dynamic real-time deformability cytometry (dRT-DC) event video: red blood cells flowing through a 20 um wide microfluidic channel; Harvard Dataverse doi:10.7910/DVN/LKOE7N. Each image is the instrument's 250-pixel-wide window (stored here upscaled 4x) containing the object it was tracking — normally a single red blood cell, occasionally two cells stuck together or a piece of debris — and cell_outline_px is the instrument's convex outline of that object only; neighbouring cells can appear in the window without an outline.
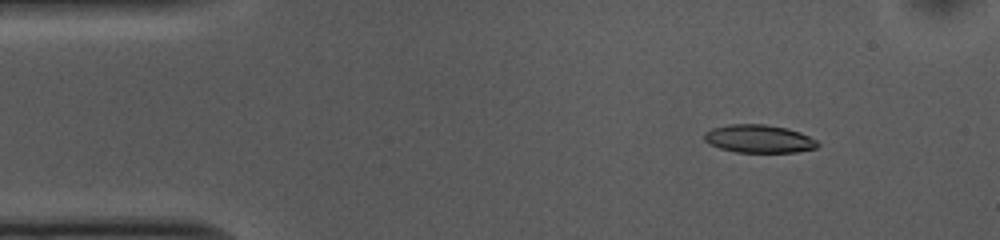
{"species": "common noctule bat (a hibernating species)", "species_latin": "Nyctalus noctula", "temperature_condition": "cold", "stored_images_in_passage": 52, "camera_frame_rate_fps": 3000, "um_per_image_px": 0.085, "animal": {"sex": "female", "body_mass_g": 10.0, "forearm_length_mm": 53.1}, "frame": {"image": 1, "passage_image": 5, "time_ms": 1.333, "image_size_px": [1000, 240], "cell_outline_px": [[820, 144], [816, 148], [796, 152], [736, 152], [720, 148], [708, 144], [704, 140], [704, 132], [712, 128], [728, 124], [764, 124], [784, 128], [800, 132], [816, 140]], "centroid_in_image_um": [64.47, 11.8], "position_along_channel_um": 20.5, "area_um2": 18.5}}
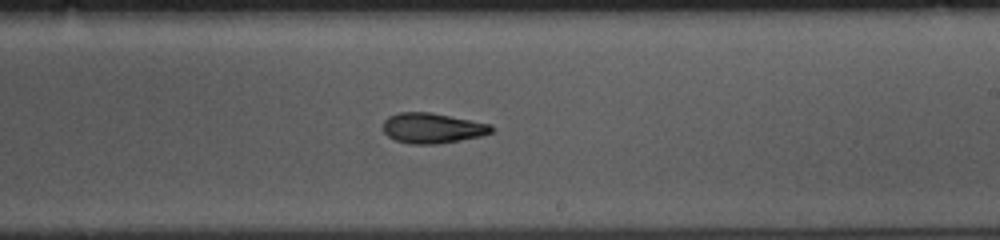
{"frame": {"image": 2, "passage_image": 29, "time_ms": 9.333, "image_size_px": [1000, 240], "cell_outline_px": [[496, 128], [492, 132], [480, 136], [460, 140], [436, 144], [412, 144], [396, 140], [388, 136], [384, 132], [384, 120], [388, 116], [400, 112], [428, 112], [492, 124]], "centroid_in_image_um": [36.77, 10.89], "position_along_channel_um": 252.2, "area_um2": 19.02}}
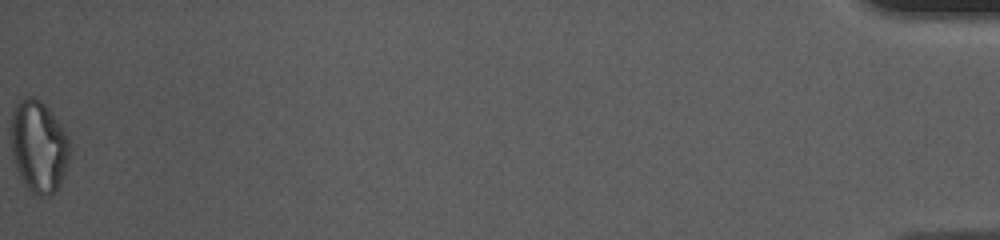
{"frame": {"image": 3, "passage_image": 52, "time_ms": 17.0, "image_size_px": [1000, 240], "cell_outline_px": [[68, 164], [60, 184], [48, 196], [40, 196], [32, 192], [24, 184], [16, 168], [12, 156], [12, 112], [16, 104], [20, 100], [28, 96], [32, 96], [40, 100], [44, 104], [60, 124], [68, 136]], "centroid_in_image_um": [3.28, 12.45], "position_along_channel_um": 431.9, "area_um2": 30.98}, "authors_computed_cell_mechanics": {"area_um2": 19.4497, "velocity_mm_per_s": 3.7184, "shape_relaxation_time_tau1_ms": 5.3049, "shape_relaxation_time_tau2_ms": 6.1516, "deformation_change_tau1": 0.1634, "deformation_change_tau2": 0.1602}}